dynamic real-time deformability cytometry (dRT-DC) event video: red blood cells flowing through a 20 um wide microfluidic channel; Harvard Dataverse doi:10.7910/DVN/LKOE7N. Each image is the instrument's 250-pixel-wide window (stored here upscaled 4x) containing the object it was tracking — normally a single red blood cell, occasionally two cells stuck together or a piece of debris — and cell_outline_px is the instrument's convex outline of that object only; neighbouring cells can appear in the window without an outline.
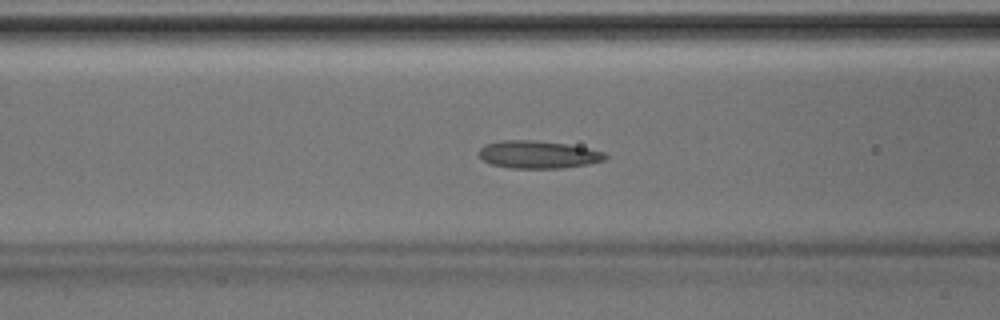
{"species": "Egyptian fruit bat (a non-hibernating species)", "species_latin": "Rousettus aegyptiacus", "temperature_condition": "room temperature", "stored_images_in_passage": 45, "camera_frame_rate_fps": 3000, "um_per_image_px": 0.085, "animal": {"sex": "male"}, "frame": {"image": 1, "passage_image": 18, "time_ms": 5.667, "image_size_px": [1000, 320], "cell_outline_px": [[608, 156], [604, 160], [588, 164], [560, 168], [512, 168], [492, 164], [484, 160], [476, 152], [484, 144], [504, 140], [532, 140], [568, 144], [588, 148], [604, 152]], "centroid_in_image_um": [45.73, 13.13], "position_along_channel_um": 120.9, "area_um2": 20.29}}
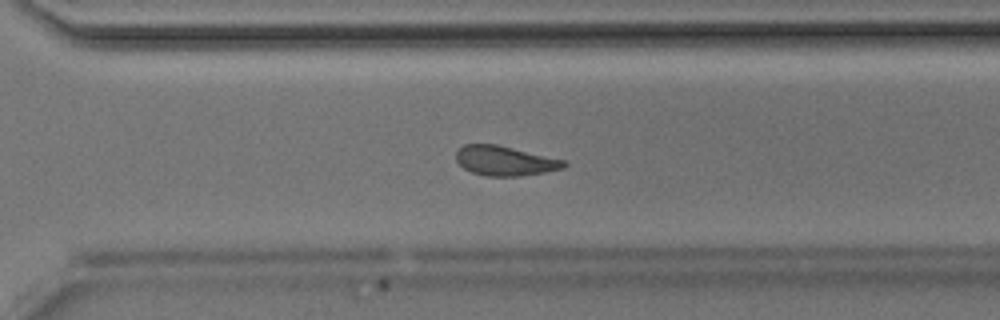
{"frame": {"image": 2, "passage_image": 32, "time_ms": 10.333, "image_size_px": [1000, 320], "cell_outline_px": [[568, 164], [564, 168], [544, 172], [516, 176], [488, 176], [472, 172], [464, 168], [456, 160], [456, 152], [464, 144], [496, 144], [568, 160]], "centroid_in_image_um": [42.96, 13.66], "position_along_channel_um": 327.6, "area_um2": 18.67}}
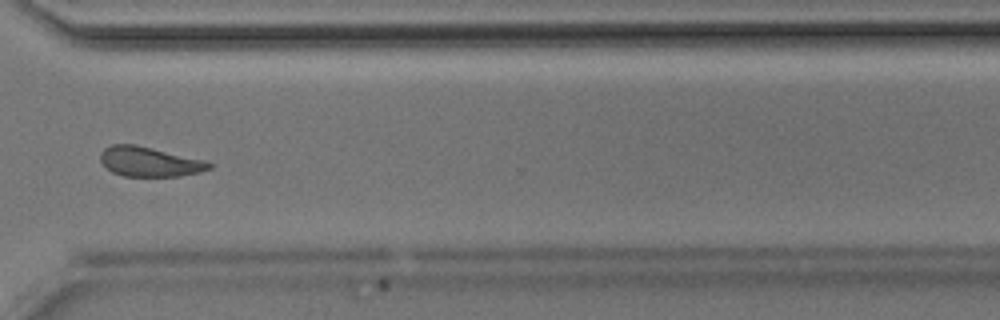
{"frame": {"image": 3, "passage_image": 34, "time_ms": 11.0, "image_size_px": [1000, 320], "cell_outline_px": [[212, 168], [200, 172], [180, 176], [124, 176], [112, 172], [100, 160], [100, 152], [104, 148], [112, 144], [136, 144], [208, 160], [212, 164]], "centroid_in_image_um": [12.75, 13.73], "position_along_channel_um": 357.9, "area_um2": 19.07}}